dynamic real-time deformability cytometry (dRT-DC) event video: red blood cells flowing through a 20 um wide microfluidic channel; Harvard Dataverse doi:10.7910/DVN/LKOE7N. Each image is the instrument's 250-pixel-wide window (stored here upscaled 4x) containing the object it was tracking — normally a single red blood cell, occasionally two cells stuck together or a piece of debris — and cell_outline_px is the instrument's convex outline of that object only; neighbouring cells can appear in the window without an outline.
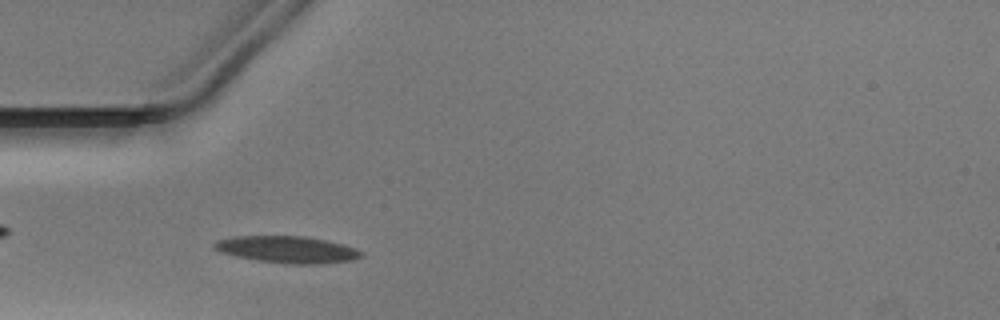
{"species": "Egyptian fruit bat (a non-hibernating species)", "species_latin": "Rousettus aegyptiacus", "temperature_condition": "warm", "stored_images_in_passage": 42, "camera_frame_rate_fps": 3000, "um_per_image_px": 0.085, "animal": {"sex": "male"}, "frame": {"image": 1, "passage_image": 9, "time_ms": 2.667, "image_size_px": [1000, 320], "cell_outline_px": [[364, 252], [360, 256], [352, 260], [320, 264], [292, 264], [256, 260], [236, 256], [220, 252], [212, 248], [212, 244], [216, 240], [232, 236], [308, 236], [328, 240], [344, 244], [356, 248]], "centroid_in_image_um": [24.4, 21.2], "position_along_channel_um": 60.6, "area_um2": 23.24}}
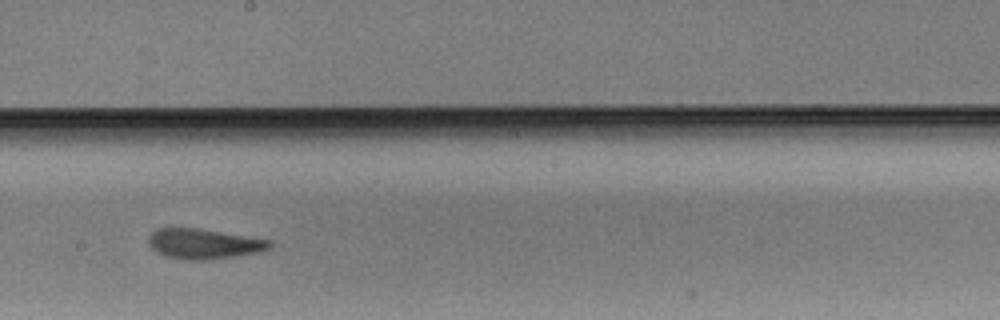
{"frame": {"image": 2, "passage_image": 22, "time_ms": 7.0, "image_size_px": [1000, 320], "cell_outline_px": [[272, 244], [268, 248], [256, 252], [236, 256], [212, 260], [180, 260], [164, 256], [156, 252], [148, 244], [148, 236], [156, 228], [200, 228], [272, 240]], "centroid_in_image_um": [17.28, 20.73], "position_along_channel_um": 230.9, "area_um2": 21.56}}
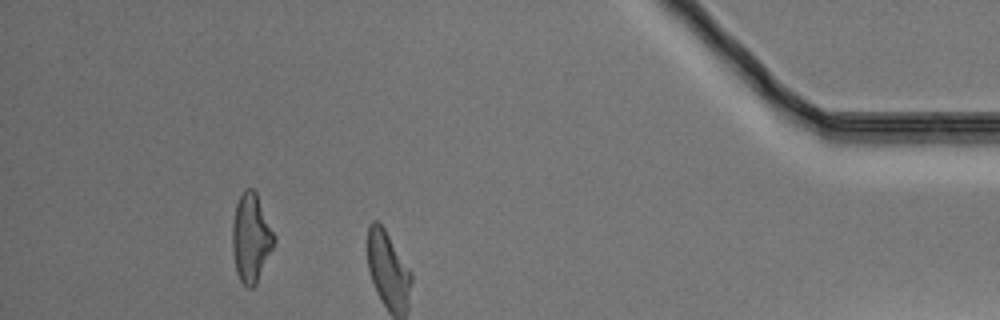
{"frame": {"image": 3, "passage_image": 38, "time_ms": 12.333, "image_size_px": [1000, 320], "cell_outline_px": [[276, 240], [256, 284], [252, 288], [248, 288], [240, 280], [236, 272], [232, 252], [232, 224], [236, 204], [244, 188], [252, 188], [256, 192], [276, 236]], "centroid_in_image_um": [21.33, 20.21], "position_along_channel_um": 413.9, "area_um2": 21.62}}